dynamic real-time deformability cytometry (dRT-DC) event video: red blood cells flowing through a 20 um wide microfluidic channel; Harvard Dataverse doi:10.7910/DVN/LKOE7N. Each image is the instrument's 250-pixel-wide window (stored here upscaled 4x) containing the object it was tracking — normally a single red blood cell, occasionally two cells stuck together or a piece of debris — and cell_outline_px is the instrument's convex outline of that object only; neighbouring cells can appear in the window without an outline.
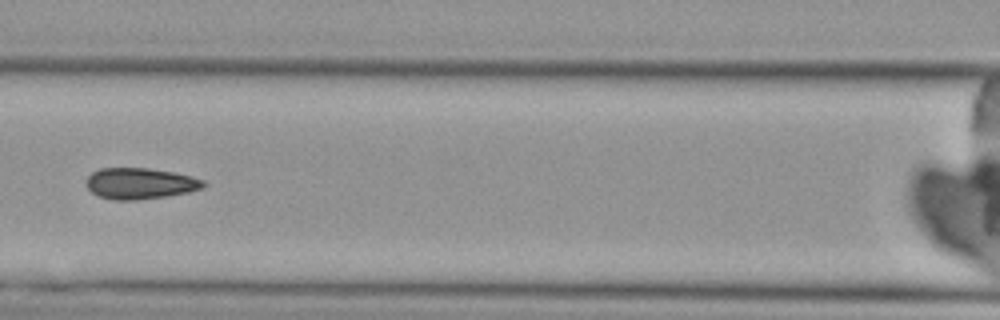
{"species": "Egyptian fruit bat (a non-hibernating species)", "species_latin": "Rousettus aegyptiacus", "temperature_condition": "cold", "stored_images_in_passage": 8, "camera_frame_rate_fps": 3000, "um_per_image_px": 0.085, "animal": {"sex": "female"}, "frame": {"image": 1, "passage_image": 5, "time_ms": 4.667, "image_size_px": [1000, 320], "cell_outline_px": [[208, 184], [204, 188], [188, 192], [164, 196], [136, 200], [112, 200], [100, 196], [92, 192], [84, 184], [84, 180], [92, 172], [100, 168], [148, 168], [172, 172], [192, 176], [204, 180]], "centroid_in_image_um": [11.9, 15.59], "position_along_channel_um": 154.7, "area_um2": 21.39}}
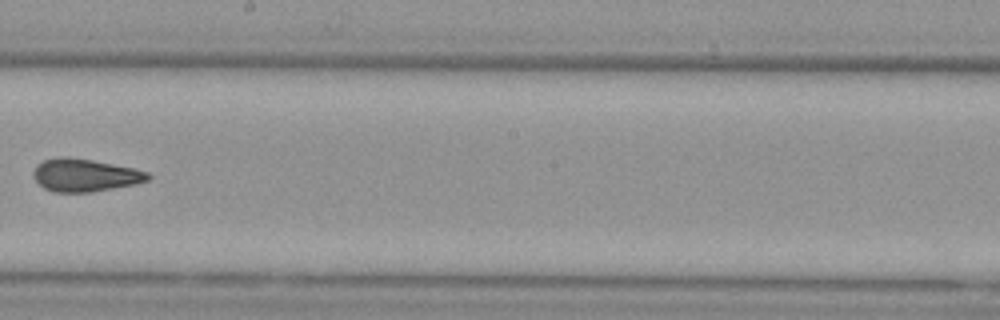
{"frame": {"image": 2, "passage_image": 7, "time_ms": 7.0, "image_size_px": [1000, 320], "cell_outline_px": [[152, 176], [148, 180], [136, 184], [92, 192], [52, 192], [44, 188], [32, 176], [32, 172], [44, 160], [64, 156], [92, 160], [132, 168], [148, 172]], "centroid_in_image_um": [7.23, 14.9], "position_along_channel_um": 241.0, "area_um2": 21.68}}
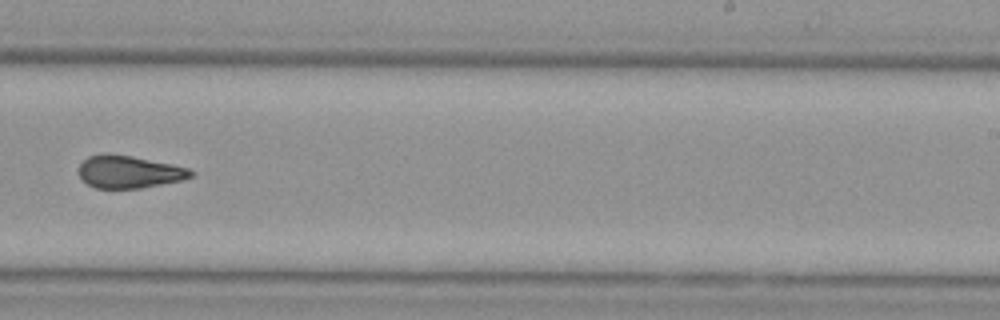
{"frame": {"image": 3, "passage_image": 8, "time_ms": 8.0, "image_size_px": [1000, 320], "cell_outline_px": [[196, 172], [192, 176], [180, 180], [140, 188], [96, 188], [88, 184], [80, 176], [80, 164], [88, 156], [104, 152], [108, 152], [132, 156], [172, 164], [188, 168]], "centroid_in_image_um": [10.96, 14.58], "position_along_channel_um": 278.0, "area_um2": 21.15}}